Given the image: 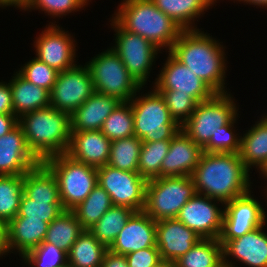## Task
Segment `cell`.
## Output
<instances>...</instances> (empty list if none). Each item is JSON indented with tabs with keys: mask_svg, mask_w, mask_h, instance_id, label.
Here are the masks:
<instances>
[{
	"mask_svg": "<svg viewBox=\"0 0 267 267\" xmlns=\"http://www.w3.org/2000/svg\"><path fill=\"white\" fill-rule=\"evenodd\" d=\"M129 267H155L161 261L157 247H148L125 255Z\"/></svg>",
	"mask_w": 267,
	"mask_h": 267,
	"instance_id": "ee69618b",
	"label": "cell"
},
{
	"mask_svg": "<svg viewBox=\"0 0 267 267\" xmlns=\"http://www.w3.org/2000/svg\"><path fill=\"white\" fill-rule=\"evenodd\" d=\"M111 141L101 130L71 132L67 151L73 160L96 168L108 163Z\"/></svg>",
	"mask_w": 267,
	"mask_h": 267,
	"instance_id": "603a6c76",
	"label": "cell"
},
{
	"mask_svg": "<svg viewBox=\"0 0 267 267\" xmlns=\"http://www.w3.org/2000/svg\"><path fill=\"white\" fill-rule=\"evenodd\" d=\"M48 225V222L41 219L26 217H15L10 220L4 226L6 254L16 249L23 257L39 246L45 240Z\"/></svg>",
	"mask_w": 267,
	"mask_h": 267,
	"instance_id": "7402d4cb",
	"label": "cell"
},
{
	"mask_svg": "<svg viewBox=\"0 0 267 267\" xmlns=\"http://www.w3.org/2000/svg\"><path fill=\"white\" fill-rule=\"evenodd\" d=\"M67 32L59 25L51 23L34 41L35 57L58 72L77 65L75 63L76 41Z\"/></svg>",
	"mask_w": 267,
	"mask_h": 267,
	"instance_id": "9a60e30c",
	"label": "cell"
},
{
	"mask_svg": "<svg viewBox=\"0 0 267 267\" xmlns=\"http://www.w3.org/2000/svg\"><path fill=\"white\" fill-rule=\"evenodd\" d=\"M94 92L89 68L86 65H76L58 72L50 91V106L71 115Z\"/></svg>",
	"mask_w": 267,
	"mask_h": 267,
	"instance_id": "7c38bea8",
	"label": "cell"
},
{
	"mask_svg": "<svg viewBox=\"0 0 267 267\" xmlns=\"http://www.w3.org/2000/svg\"><path fill=\"white\" fill-rule=\"evenodd\" d=\"M97 174L98 185L110 195L113 205L144 210L147 180L138 172L123 171L106 164L97 168Z\"/></svg>",
	"mask_w": 267,
	"mask_h": 267,
	"instance_id": "8fae6325",
	"label": "cell"
},
{
	"mask_svg": "<svg viewBox=\"0 0 267 267\" xmlns=\"http://www.w3.org/2000/svg\"><path fill=\"white\" fill-rule=\"evenodd\" d=\"M29 199L61 203L56 176L40 163L24 175V192Z\"/></svg>",
	"mask_w": 267,
	"mask_h": 267,
	"instance_id": "4316f807",
	"label": "cell"
},
{
	"mask_svg": "<svg viewBox=\"0 0 267 267\" xmlns=\"http://www.w3.org/2000/svg\"><path fill=\"white\" fill-rule=\"evenodd\" d=\"M63 211L62 203H48V201L32 200L23 193L16 217L41 219L50 224Z\"/></svg>",
	"mask_w": 267,
	"mask_h": 267,
	"instance_id": "f35d334b",
	"label": "cell"
},
{
	"mask_svg": "<svg viewBox=\"0 0 267 267\" xmlns=\"http://www.w3.org/2000/svg\"><path fill=\"white\" fill-rule=\"evenodd\" d=\"M30 151L40 161L67 153L71 140L70 114L52 106L18 118Z\"/></svg>",
	"mask_w": 267,
	"mask_h": 267,
	"instance_id": "3957f363",
	"label": "cell"
},
{
	"mask_svg": "<svg viewBox=\"0 0 267 267\" xmlns=\"http://www.w3.org/2000/svg\"><path fill=\"white\" fill-rule=\"evenodd\" d=\"M238 117L237 115L229 124L221 126V130L213 135L203 147V152L239 153L241 136L233 129Z\"/></svg>",
	"mask_w": 267,
	"mask_h": 267,
	"instance_id": "60d3db41",
	"label": "cell"
},
{
	"mask_svg": "<svg viewBox=\"0 0 267 267\" xmlns=\"http://www.w3.org/2000/svg\"><path fill=\"white\" fill-rule=\"evenodd\" d=\"M155 267H176L174 262L170 261H161L157 266Z\"/></svg>",
	"mask_w": 267,
	"mask_h": 267,
	"instance_id": "816d5d0a",
	"label": "cell"
},
{
	"mask_svg": "<svg viewBox=\"0 0 267 267\" xmlns=\"http://www.w3.org/2000/svg\"><path fill=\"white\" fill-rule=\"evenodd\" d=\"M171 140L142 142L138 173L147 181L161 177L162 162L169 151Z\"/></svg>",
	"mask_w": 267,
	"mask_h": 267,
	"instance_id": "d590c367",
	"label": "cell"
},
{
	"mask_svg": "<svg viewBox=\"0 0 267 267\" xmlns=\"http://www.w3.org/2000/svg\"><path fill=\"white\" fill-rule=\"evenodd\" d=\"M93 81L94 91L129 102L144 88L127 70L120 57L110 47L85 64Z\"/></svg>",
	"mask_w": 267,
	"mask_h": 267,
	"instance_id": "52a82bcc",
	"label": "cell"
},
{
	"mask_svg": "<svg viewBox=\"0 0 267 267\" xmlns=\"http://www.w3.org/2000/svg\"><path fill=\"white\" fill-rule=\"evenodd\" d=\"M18 125L14 114H0V137L13 130Z\"/></svg>",
	"mask_w": 267,
	"mask_h": 267,
	"instance_id": "7dc6e473",
	"label": "cell"
},
{
	"mask_svg": "<svg viewBox=\"0 0 267 267\" xmlns=\"http://www.w3.org/2000/svg\"><path fill=\"white\" fill-rule=\"evenodd\" d=\"M56 176L64 210H72L98 185L97 168L59 154L43 162Z\"/></svg>",
	"mask_w": 267,
	"mask_h": 267,
	"instance_id": "8992f818",
	"label": "cell"
},
{
	"mask_svg": "<svg viewBox=\"0 0 267 267\" xmlns=\"http://www.w3.org/2000/svg\"><path fill=\"white\" fill-rule=\"evenodd\" d=\"M156 246V221L142 211H135L121 229L110 251L127 255L140 249Z\"/></svg>",
	"mask_w": 267,
	"mask_h": 267,
	"instance_id": "ffe728a7",
	"label": "cell"
},
{
	"mask_svg": "<svg viewBox=\"0 0 267 267\" xmlns=\"http://www.w3.org/2000/svg\"><path fill=\"white\" fill-rule=\"evenodd\" d=\"M203 148L180 130L170 142L169 151L161 166V177L191 176Z\"/></svg>",
	"mask_w": 267,
	"mask_h": 267,
	"instance_id": "44dd1931",
	"label": "cell"
},
{
	"mask_svg": "<svg viewBox=\"0 0 267 267\" xmlns=\"http://www.w3.org/2000/svg\"><path fill=\"white\" fill-rule=\"evenodd\" d=\"M200 239L198 234L176 218L156 221V246L162 261L175 262Z\"/></svg>",
	"mask_w": 267,
	"mask_h": 267,
	"instance_id": "ac0fdd59",
	"label": "cell"
},
{
	"mask_svg": "<svg viewBox=\"0 0 267 267\" xmlns=\"http://www.w3.org/2000/svg\"><path fill=\"white\" fill-rule=\"evenodd\" d=\"M199 30H183L169 52L216 93H227L225 48L210 34Z\"/></svg>",
	"mask_w": 267,
	"mask_h": 267,
	"instance_id": "7a4b0ae2",
	"label": "cell"
},
{
	"mask_svg": "<svg viewBox=\"0 0 267 267\" xmlns=\"http://www.w3.org/2000/svg\"><path fill=\"white\" fill-rule=\"evenodd\" d=\"M107 250L89 230H84L67 252V262L72 267H101Z\"/></svg>",
	"mask_w": 267,
	"mask_h": 267,
	"instance_id": "f1b7e54d",
	"label": "cell"
},
{
	"mask_svg": "<svg viewBox=\"0 0 267 267\" xmlns=\"http://www.w3.org/2000/svg\"><path fill=\"white\" fill-rule=\"evenodd\" d=\"M142 140L131 136L111 141L108 165L123 170L138 172Z\"/></svg>",
	"mask_w": 267,
	"mask_h": 267,
	"instance_id": "e575fe53",
	"label": "cell"
},
{
	"mask_svg": "<svg viewBox=\"0 0 267 267\" xmlns=\"http://www.w3.org/2000/svg\"><path fill=\"white\" fill-rule=\"evenodd\" d=\"M22 258L30 267H60L67 263V252L54 244L43 241Z\"/></svg>",
	"mask_w": 267,
	"mask_h": 267,
	"instance_id": "74e56055",
	"label": "cell"
},
{
	"mask_svg": "<svg viewBox=\"0 0 267 267\" xmlns=\"http://www.w3.org/2000/svg\"><path fill=\"white\" fill-rule=\"evenodd\" d=\"M239 156L249 172L252 166L259 173L267 166V114L241 136Z\"/></svg>",
	"mask_w": 267,
	"mask_h": 267,
	"instance_id": "d4e9b609",
	"label": "cell"
},
{
	"mask_svg": "<svg viewBox=\"0 0 267 267\" xmlns=\"http://www.w3.org/2000/svg\"><path fill=\"white\" fill-rule=\"evenodd\" d=\"M101 132L110 140L134 136V117L129 102H120L104 121Z\"/></svg>",
	"mask_w": 267,
	"mask_h": 267,
	"instance_id": "8d00e7d4",
	"label": "cell"
},
{
	"mask_svg": "<svg viewBox=\"0 0 267 267\" xmlns=\"http://www.w3.org/2000/svg\"><path fill=\"white\" fill-rule=\"evenodd\" d=\"M210 2L212 3V5L215 4V2H217L216 0H210Z\"/></svg>",
	"mask_w": 267,
	"mask_h": 267,
	"instance_id": "11a10c76",
	"label": "cell"
},
{
	"mask_svg": "<svg viewBox=\"0 0 267 267\" xmlns=\"http://www.w3.org/2000/svg\"><path fill=\"white\" fill-rule=\"evenodd\" d=\"M24 192V175H0V223L14 219Z\"/></svg>",
	"mask_w": 267,
	"mask_h": 267,
	"instance_id": "836d02e7",
	"label": "cell"
},
{
	"mask_svg": "<svg viewBox=\"0 0 267 267\" xmlns=\"http://www.w3.org/2000/svg\"><path fill=\"white\" fill-rule=\"evenodd\" d=\"M113 206L110 195L96 185L72 211L84 230H89Z\"/></svg>",
	"mask_w": 267,
	"mask_h": 267,
	"instance_id": "d6a6232c",
	"label": "cell"
},
{
	"mask_svg": "<svg viewBox=\"0 0 267 267\" xmlns=\"http://www.w3.org/2000/svg\"><path fill=\"white\" fill-rule=\"evenodd\" d=\"M0 7H2V8H4L5 6L1 3V1H0Z\"/></svg>",
	"mask_w": 267,
	"mask_h": 267,
	"instance_id": "9f6ffc18",
	"label": "cell"
},
{
	"mask_svg": "<svg viewBox=\"0 0 267 267\" xmlns=\"http://www.w3.org/2000/svg\"><path fill=\"white\" fill-rule=\"evenodd\" d=\"M6 254L4 225L0 223V257Z\"/></svg>",
	"mask_w": 267,
	"mask_h": 267,
	"instance_id": "c3c4849f",
	"label": "cell"
},
{
	"mask_svg": "<svg viewBox=\"0 0 267 267\" xmlns=\"http://www.w3.org/2000/svg\"><path fill=\"white\" fill-rule=\"evenodd\" d=\"M262 177H264V179H267V166L263 169V171L261 172ZM267 189V188H266ZM266 195H267V190H266ZM267 198V196H266Z\"/></svg>",
	"mask_w": 267,
	"mask_h": 267,
	"instance_id": "f5cc1de1",
	"label": "cell"
},
{
	"mask_svg": "<svg viewBox=\"0 0 267 267\" xmlns=\"http://www.w3.org/2000/svg\"><path fill=\"white\" fill-rule=\"evenodd\" d=\"M88 3L89 0H27L19 9H39L55 18L82 10Z\"/></svg>",
	"mask_w": 267,
	"mask_h": 267,
	"instance_id": "7bdbcfd3",
	"label": "cell"
},
{
	"mask_svg": "<svg viewBox=\"0 0 267 267\" xmlns=\"http://www.w3.org/2000/svg\"><path fill=\"white\" fill-rule=\"evenodd\" d=\"M164 14L174 20L183 30L197 29L196 18L212 7L210 0H151ZM194 22V23H193ZM194 25V26H193ZM196 27V28H195Z\"/></svg>",
	"mask_w": 267,
	"mask_h": 267,
	"instance_id": "83f0119b",
	"label": "cell"
},
{
	"mask_svg": "<svg viewBox=\"0 0 267 267\" xmlns=\"http://www.w3.org/2000/svg\"><path fill=\"white\" fill-rule=\"evenodd\" d=\"M215 202L224 205L222 201L196 193L181 208L176 219L193 230L202 239H219L222 231L224 208H219Z\"/></svg>",
	"mask_w": 267,
	"mask_h": 267,
	"instance_id": "5bb4252c",
	"label": "cell"
},
{
	"mask_svg": "<svg viewBox=\"0 0 267 267\" xmlns=\"http://www.w3.org/2000/svg\"><path fill=\"white\" fill-rule=\"evenodd\" d=\"M130 103L134 117V135L142 142L171 140L181 130L154 87L142 97L139 90Z\"/></svg>",
	"mask_w": 267,
	"mask_h": 267,
	"instance_id": "5b68a950",
	"label": "cell"
},
{
	"mask_svg": "<svg viewBox=\"0 0 267 267\" xmlns=\"http://www.w3.org/2000/svg\"><path fill=\"white\" fill-rule=\"evenodd\" d=\"M196 194L191 176L160 177L147 181L144 212L153 220L176 218Z\"/></svg>",
	"mask_w": 267,
	"mask_h": 267,
	"instance_id": "ba28073f",
	"label": "cell"
},
{
	"mask_svg": "<svg viewBox=\"0 0 267 267\" xmlns=\"http://www.w3.org/2000/svg\"><path fill=\"white\" fill-rule=\"evenodd\" d=\"M9 80L14 115H22L50 106V91L23 78L18 72Z\"/></svg>",
	"mask_w": 267,
	"mask_h": 267,
	"instance_id": "484cf974",
	"label": "cell"
},
{
	"mask_svg": "<svg viewBox=\"0 0 267 267\" xmlns=\"http://www.w3.org/2000/svg\"><path fill=\"white\" fill-rule=\"evenodd\" d=\"M84 231L72 210H64L49 225L45 242L68 252Z\"/></svg>",
	"mask_w": 267,
	"mask_h": 267,
	"instance_id": "f546056e",
	"label": "cell"
},
{
	"mask_svg": "<svg viewBox=\"0 0 267 267\" xmlns=\"http://www.w3.org/2000/svg\"><path fill=\"white\" fill-rule=\"evenodd\" d=\"M60 267H72V266L67 262L64 265L60 266Z\"/></svg>",
	"mask_w": 267,
	"mask_h": 267,
	"instance_id": "db71d44e",
	"label": "cell"
},
{
	"mask_svg": "<svg viewBox=\"0 0 267 267\" xmlns=\"http://www.w3.org/2000/svg\"><path fill=\"white\" fill-rule=\"evenodd\" d=\"M266 222L247 234L230 240H219L223 246V263L237 267L236 260L248 267H267V233L263 230ZM233 257L230 261L229 258Z\"/></svg>",
	"mask_w": 267,
	"mask_h": 267,
	"instance_id": "e0dca14e",
	"label": "cell"
},
{
	"mask_svg": "<svg viewBox=\"0 0 267 267\" xmlns=\"http://www.w3.org/2000/svg\"><path fill=\"white\" fill-rule=\"evenodd\" d=\"M40 163L30 151L19 124L0 137V175H25Z\"/></svg>",
	"mask_w": 267,
	"mask_h": 267,
	"instance_id": "d6986e66",
	"label": "cell"
},
{
	"mask_svg": "<svg viewBox=\"0 0 267 267\" xmlns=\"http://www.w3.org/2000/svg\"><path fill=\"white\" fill-rule=\"evenodd\" d=\"M27 81L49 91L53 88L58 71L43 63L37 57L32 58L17 71Z\"/></svg>",
	"mask_w": 267,
	"mask_h": 267,
	"instance_id": "b9f144b4",
	"label": "cell"
},
{
	"mask_svg": "<svg viewBox=\"0 0 267 267\" xmlns=\"http://www.w3.org/2000/svg\"><path fill=\"white\" fill-rule=\"evenodd\" d=\"M238 2H245L246 4H250V5H255V6H259L262 8L265 7V9L267 8V0H237Z\"/></svg>",
	"mask_w": 267,
	"mask_h": 267,
	"instance_id": "f907efd6",
	"label": "cell"
},
{
	"mask_svg": "<svg viewBox=\"0 0 267 267\" xmlns=\"http://www.w3.org/2000/svg\"><path fill=\"white\" fill-rule=\"evenodd\" d=\"M0 114H14L10 84L0 82Z\"/></svg>",
	"mask_w": 267,
	"mask_h": 267,
	"instance_id": "f6af8a7d",
	"label": "cell"
},
{
	"mask_svg": "<svg viewBox=\"0 0 267 267\" xmlns=\"http://www.w3.org/2000/svg\"><path fill=\"white\" fill-rule=\"evenodd\" d=\"M134 212L132 208L113 205L89 231L109 248Z\"/></svg>",
	"mask_w": 267,
	"mask_h": 267,
	"instance_id": "1f68e13d",
	"label": "cell"
},
{
	"mask_svg": "<svg viewBox=\"0 0 267 267\" xmlns=\"http://www.w3.org/2000/svg\"><path fill=\"white\" fill-rule=\"evenodd\" d=\"M110 21L116 33L115 45L111 48L120 57L128 72L145 86L153 62L161 50L140 35L123 29L113 18Z\"/></svg>",
	"mask_w": 267,
	"mask_h": 267,
	"instance_id": "30bf717a",
	"label": "cell"
},
{
	"mask_svg": "<svg viewBox=\"0 0 267 267\" xmlns=\"http://www.w3.org/2000/svg\"><path fill=\"white\" fill-rule=\"evenodd\" d=\"M0 1L5 6V8L6 6L7 7L14 6L16 8L17 7L20 8L27 0H0Z\"/></svg>",
	"mask_w": 267,
	"mask_h": 267,
	"instance_id": "681fc988",
	"label": "cell"
},
{
	"mask_svg": "<svg viewBox=\"0 0 267 267\" xmlns=\"http://www.w3.org/2000/svg\"><path fill=\"white\" fill-rule=\"evenodd\" d=\"M160 74L154 82L156 90H174L190 94L198 103L211 99L216 92L191 69L183 65L170 52Z\"/></svg>",
	"mask_w": 267,
	"mask_h": 267,
	"instance_id": "2e32d148",
	"label": "cell"
},
{
	"mask_svg": "<svg viewBox=\"0 0 267 267\" xmlns=\"http://www.w3.org/2000/svg\"><path fill=\"white\" fill-rule=\"evenodd\" d=\"M250 174L239 153L203 152L191 178L196 193L223 203L250 191Z\"/></svg>",
	"mask_w": 267,
	"mask_h": 267,
	"instance_id": "6da1fadb",
	"label": "cell"
},
{
	"mask_svg": "<svg viewBox=\"0 0 267 267\" xmlns=\"http://www.w3.org/2000/svg\"><path fill=\"white\" fill-rule=\"evenodd\" d=\"M174 263L176 267H221L223 246L219 239H200Z\"/></svg>",
	"mask_w": 267,
	"mask_h": 267,
	"instance_id": "4dcf8cb0",
	"label": "cell"
},
{
	"mask_svg": "<svg viewBox=\"0 0 267 267\" xmlns=\"http://www.w3.org/2000/svg\"><path fill=\"white\" fill-rule=\"evenodd\" d=\"M101 267H129L125 255L116 254L109 249L105 252Z\"/></svg>",
	"mask_w": 267,
	"mask_h": 267,
	"instance_id": "bcb514c9",
	"label": "cell"
},
{
	"mask_svg": "<svg viewBox=\"0 0 267 267\" xmlns=\"http://www.w3.org/2000/svg\"><path fill=\"white\" fill-rule=\"evenodd\" d=\"M251 190L238 198L224 203L222 231L219 240L241 237L267 220V215L260 202L251 195Z\"/></svg>",
	"mask_w": 267,
	"mask_h": 267,
	"instance_id": "4fadbf2b",
	"label": "cell"
},
{
	"mask_svg": "<svg viewBox=\"0 0 267 267\" xmlns=\"http://www.w3.org/2000/svg\"><path fill=\"white\" fill-rule=\"evenodd\" d=\"M233 99L231 94L216 93L211 99L199 102L181 130L203 148L221 126L239 115Z\"/></svg>",
	"mask_w": 267,
	"mask_h": 267,
	"instance_id": "9c48e42d",
	"label": "cell"
},
{
	"mask_svg": "<svg viewBox=\"0 0 267 267\" xmlns=\"http://www.w3.org/2000/svg\"><path fill=\"white\" fill-rule=\"evenodd\" d=\"M165 101L170 115L181 127L192 115L198 102L190 94L174 90H157Z\"/></svg>",
	"mask_w": 267,
	"mask_h": 267,
	"instance_id": "ab89813d",
	"label": "cell"
},
{
	"mask_svg": "<svg viewBox=\"0 0 267 267\" xmlns=\"http://www.w3.org/2000/svg\"><path fill=\"white\" fill-rule=\"evenodd\" d=\"M114 15L112 18L123 29L149 40L160 50L168 48V52L183 32L151 0H123Z\"/></svg>",
	"mask_w": 267,
	"mask_h": 267,
	"instance_id": "277c9868",
	"label": "cell"
},
{
	"mask_svg": "<svg viewBox=\"0 0 267 267\" xmlns=\"http://www.w3.org/2000/svg\"><path fill=\"white\" fill-rule=\"evenodd\" d=\"M120 101L111 96L94 92L71 115V132L101 130L104 121Z\"/></svg>",
	"mask_w": 267,
	"mask_h": 267,
	"instance_id": "cb8c5ba5",
	"label": "cell"
}]
</instances>
